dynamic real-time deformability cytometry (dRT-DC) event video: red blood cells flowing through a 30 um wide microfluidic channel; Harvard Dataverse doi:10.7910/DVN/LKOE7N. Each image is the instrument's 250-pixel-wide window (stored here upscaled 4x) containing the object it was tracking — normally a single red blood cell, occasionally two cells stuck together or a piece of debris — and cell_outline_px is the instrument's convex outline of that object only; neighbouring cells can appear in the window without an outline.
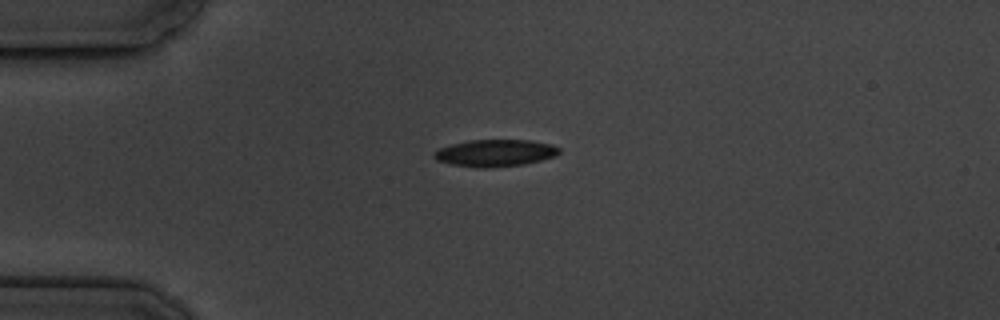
{"species": "common noctule bat (a hibernating species)", "species_latin": "Nyctalus noctula", "temperature_condition": "cold", "stored_images_in_passage": 3, "camera_frame_rate_fps": 3000, "um_per_image_px": 0.085, "animal": {"sex": "male", "body_mass_g": 19.5, "forearm_length_mm": 54.6}, "frame": {"image": 1, "passage_image": 1, "time_ms": 0.0, "image_size_px": [1000, 320], "cell_outline_px": [[560, 152], [556, 156], [524, 164], [484, 168], [480, 168], [452, 164], [436, 160], [432, 156], [432, 152], [440, 148], [452, 144], [468, 140], [532, 140], [552, 144], [560, 148]], "centroid_in_image_um": [42.09, 12.99], "position_along_channel_um": 42.9, "area_um2": 19.71}}